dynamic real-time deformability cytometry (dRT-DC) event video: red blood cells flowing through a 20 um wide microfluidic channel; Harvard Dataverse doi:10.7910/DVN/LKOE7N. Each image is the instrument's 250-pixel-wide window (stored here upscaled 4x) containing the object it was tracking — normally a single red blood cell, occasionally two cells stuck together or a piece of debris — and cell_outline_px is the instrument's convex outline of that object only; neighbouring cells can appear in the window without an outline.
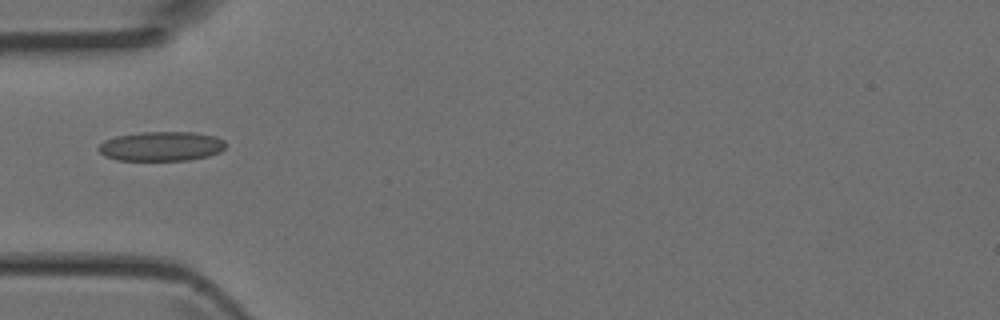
{"species": "Egyptian fruit bat (a non-hibernating species)", "species_latin": "Rousettus aegyptiacus", "temperature_condition": "room temperature", "stored_images_in_passage": 1, "camera_frame_rate_fps": 3000, "um_per_image_px": 0.085, "animal": {"sex": "female"}, "frame": {"image": 1, "passage_image": 1, "time_ms": 0.0, "image_size_px": [1000, 320], "cell_outline_px": [[224, 148], [220, 152], [208, 156], [188, 160], [116, 160], [104, 156], [96, 148], [104, 140], [116, 136], [140, 132], [196, 132], [216, 136], [224, 140]], "centroid_in_image_um": [13.69, 12.43], "position_along_channel_um": 71.3, "area_um2": 21.96}}